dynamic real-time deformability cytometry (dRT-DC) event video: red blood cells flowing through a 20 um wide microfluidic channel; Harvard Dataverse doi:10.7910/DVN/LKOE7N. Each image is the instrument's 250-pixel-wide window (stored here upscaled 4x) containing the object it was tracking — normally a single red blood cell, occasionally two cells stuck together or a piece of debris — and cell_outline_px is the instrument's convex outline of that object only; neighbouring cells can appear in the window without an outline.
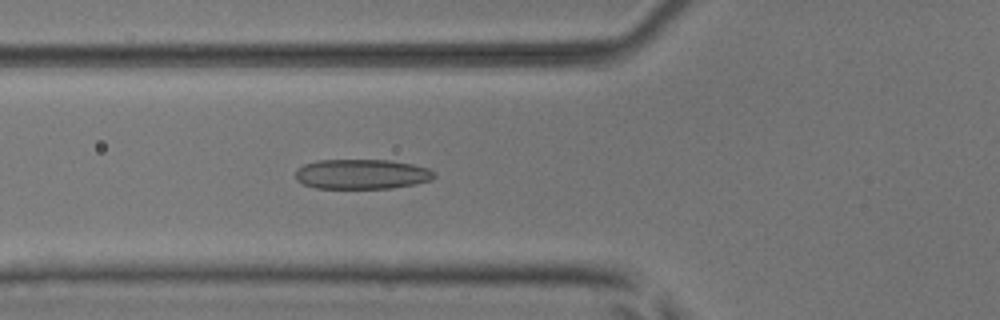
{"species": "common noctule bat (a hibernating species)", "species_latin": "Nyctalus noctula", "temperature_condition": "room temperature", "stored_images_in_passage": 24, "camera_frame_rate_fps": 3000, "um_per_image_px": 0.085, "animal": {"sex": "male", "body_mass_g": 17.9, "forearm_length_mm": 54.2}, "frame": {"image": 1, "passage_image": 7, "time_ms": 2.0, "image_size_px": [1000, 320], "cell_outline_px": [[436, 176], [432, 180], [392, 188], [316, 188], [304, 184], [296, 180], [296, 168], [304, 164], [316, 160], [388, 160], [412, 164], [428, 168], [436, 172]], "centroid_in_image_um": [30.75, 14.8], "position_along_channel_um": 95.1, "area_um2": 24.22}}
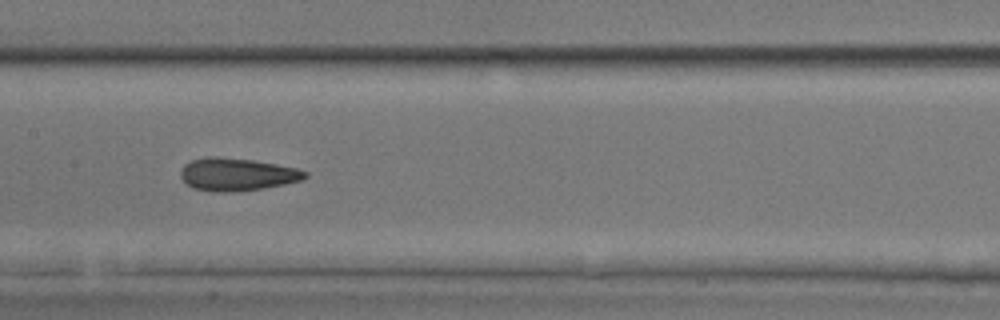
{"frame": {"image": 2, "passage_image": 14, "time_ms": 4.333, "image_size_px": [1000, 320], "cell_outline_px": [[308, 176], [304, 180], [264, 188], [228, 192], [212, 192], [192, 188], [180, 176], [180, 172], [184, 164], [192, 160], [208, 156], [216, 156], [252, 160], [276, 164], [296, 168], [308, 172]], "centroid_in_image_um": [20.15, 14.82], "position_along_channel_um": 187.3, "area_um2": 23.76}}
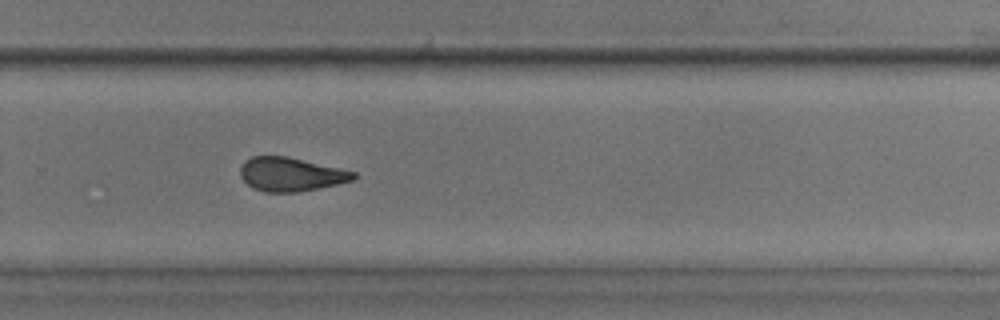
{"frame": {"image": 3, "passage_image": 23, "time_ms": 7.333, "image_size_px": [1000, 320], "cell_outline_px": [[356, 176], [352, 180], [336, 184], [296, 192], [264, 192], [252, 188], [240, 176], [240, 168], [244, 160], [252, 156], [284, 156], [340, 168], [356, 172]], "centroid_in_image_um": [24.67, 14.81], "position_along_channel_um": 305.1, "area_um2": 22.02}}